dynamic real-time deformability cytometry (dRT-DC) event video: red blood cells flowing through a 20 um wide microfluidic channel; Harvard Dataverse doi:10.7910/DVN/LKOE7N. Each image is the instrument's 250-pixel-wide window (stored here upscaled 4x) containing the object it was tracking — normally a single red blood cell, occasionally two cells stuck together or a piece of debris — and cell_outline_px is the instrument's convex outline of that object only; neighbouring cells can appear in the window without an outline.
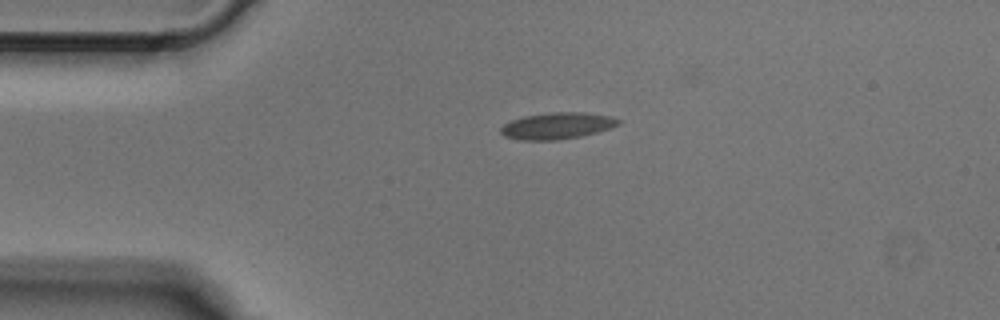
{"species": "Egyptian fruit bat (a non-hibernating species)", "species_latin": "Rousettus aegyptiacus", "temperature_condition": "cold", "stored_images_in_passage": 3, "camera_frame_rate_fps": 3000, "um_per_image_px": 0.085, "animal": {"sex": "male"}, "frame": {"image": 1, "passage_image": 1, "time_ms": 0.0, "image_size_px": [1000, 320], "cell_outline_px": [[620, 124], [612, 128], [580, 136], [560, 140], [520, 140], [504, 136], [500, 132], [500, 128], [504, 124], [512, 120], [524, 116], [552, 112], [584, 112], [612, 116], [620, 120]], "centroid_in_image_um": [47.37, 10.69], "position_along_channel_um": 37.6, "area_um2": 18.26}}
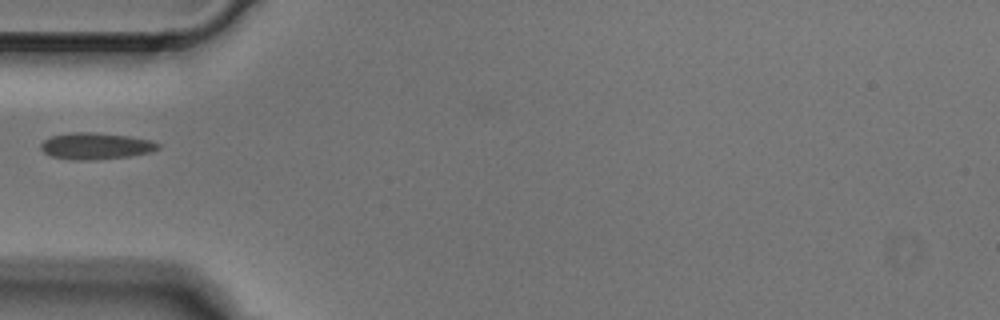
{"frame": {"image": 2, "passage_image": 2, "time_ms": 0.333, "image_size_px": [1000, 320], "cell_outline_px": [[160, 148], [152, 152], [128, 156], [92, 160], [72, 160], [52, 156], [44, 152], [40, 148], [40, 144], [44, 140], [52, 136], [72, 132], [92, 132], [128, 136], [152, 140], [160, 144]], "centroid_in_image_um": [8.15, 12.41], "position_along_channel_um": 76.8, "area_um2": 18.15}}
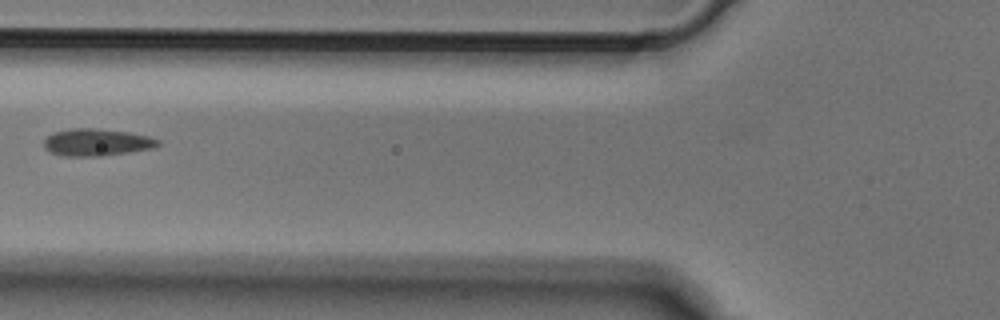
{"frame": {"image": 3, "passage_image": 3, "time_ms": 0.667, "image_size_px": [1000, 320], "cell_outline_px": [[160, 144], [152, 148], [128, 152], [100, 156], [64, 156], [52, 152], [44, 148], [44, 140], [52, 132], [72, 128], [96, 128], [128, 132], [148, 136], [160, 140]], "centroid_in_image_um": [8.2, 12.09], "position_along_channel_um": 117.6, "area_um2": 17.98}}